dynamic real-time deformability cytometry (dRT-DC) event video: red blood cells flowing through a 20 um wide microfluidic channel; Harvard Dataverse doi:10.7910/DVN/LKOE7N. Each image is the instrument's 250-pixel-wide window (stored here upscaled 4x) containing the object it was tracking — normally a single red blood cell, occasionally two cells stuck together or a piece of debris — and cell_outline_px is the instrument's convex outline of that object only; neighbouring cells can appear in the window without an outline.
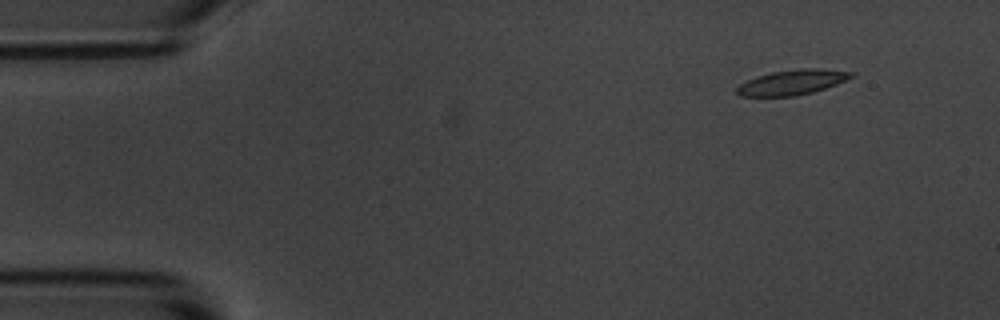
{"species": "common noctule bat (a hibernating species)", "species_latin": "Nyctalus noctula", "temperature_condition": "room temperature", "stored_images_in_passage": 5, "camera_frame_rate_fps": 3000, "um_per_image_px": 0.085, "animal": {"sex": "male", "body_mass_g": 20.1, "forearm_length_mm": 53.5}, "frame": {"image": 1, "passage_image": 2, "time_ms": 1.333, "image_size_px": [1000, 320], "cell_outline_px": [[856, 76], [836, 84], [812, 92], [796, 96], [740, 96], [736, 92], [736, 88], [740, 84], [756, 76], [772, 72], [800, 68], [820, 68], [852, 72]], "centroid_in_image_um": [67.34, 6.99], "position_along_channel_um": 17.7, "area_um2": 16.65}}
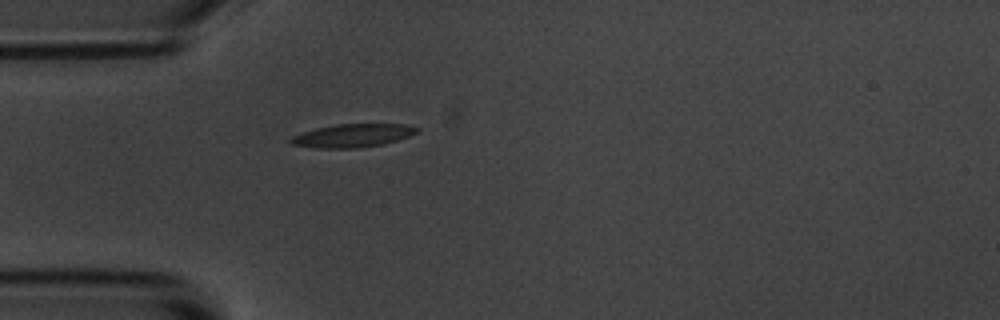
{"frame": {"image": 2, "passage_image": 5, "time_ms": 4.667, "image_size_px": [1000, 320], "cell_outline_px": [[420, 128], [416, 132], [408, 136], [384, 144], [360, 148], [316, 148], [292, 144], [288, 140], [292, 136], [316, 128], [336, 124], [408, 124]], "centroid_in_image_um": [29.98, 11.52], "position_along_channel_um": 55.0, "area_um2": 17.05}}